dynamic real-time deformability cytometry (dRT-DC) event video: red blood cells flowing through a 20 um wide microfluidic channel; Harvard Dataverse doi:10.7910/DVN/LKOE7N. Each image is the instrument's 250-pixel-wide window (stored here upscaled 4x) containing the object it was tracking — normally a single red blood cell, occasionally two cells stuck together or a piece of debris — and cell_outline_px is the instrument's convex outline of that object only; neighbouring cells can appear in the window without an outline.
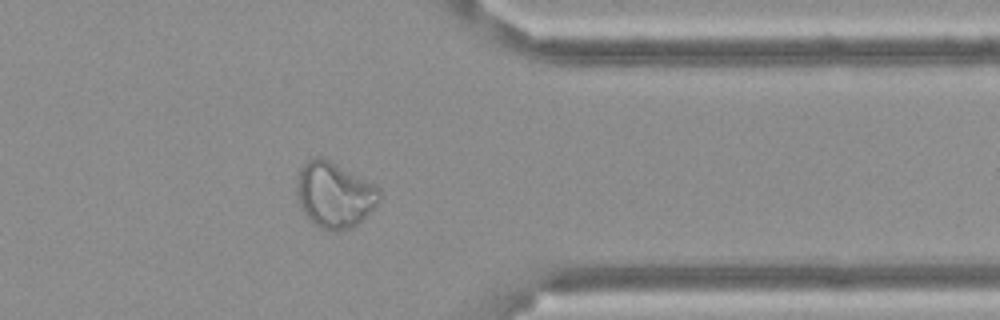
{"species": "Egyptian fruit bat (a non-hibernating species)", "species_latin": "Rousettus aegyptiacus", "temperature_condition": "cold", "stored_images_in_passage": 12, "camera_frame_rate_fps": 3000, "um_per_image_px": 0.085, "frame": {"image": 1, "passage_image": 12, "time_ms": 3.667, "image_size_px": [1000, 320], "cell_outline_px": [[380, 196], [372, 208], [352, 228], [336, 232], [320, 228], [300, 208], [296, 192], [296, 180], [300, 168], [312, 156], [320, 156], [376, 184], [380, 188]], "centroid_in_image_um": [28.39, 16.54], "position_along_channel_um": 383.0, "area_um2": 31.39}}